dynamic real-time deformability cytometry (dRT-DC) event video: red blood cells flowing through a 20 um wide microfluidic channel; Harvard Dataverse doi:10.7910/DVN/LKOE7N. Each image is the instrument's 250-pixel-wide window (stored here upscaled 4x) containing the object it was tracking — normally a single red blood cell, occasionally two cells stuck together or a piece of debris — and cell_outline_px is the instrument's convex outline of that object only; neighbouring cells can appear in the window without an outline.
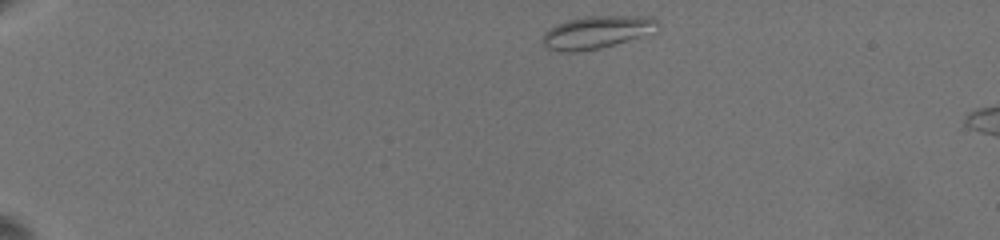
{"species": "common noctule bat (a hibernating species)", "species_latin": "Nyctalus noctula", "temperature_condition": "warm", "stored_images_in_passage": 66, "camera_frame_rate_fps": 3000, "um_per_image_px": 0.085, "animal": {"sex": "female", "body_mass_g": 19.5, "forearm_length_mm": 54.1}, "frame": {"image": 1, "passage_image": 2, "time_ms": 0.333, "image_size_px": [1000, 240], "cell_outline_px": [[656, 24], [640, 36], [600, 48], [576, 52], [560, 52], [548, 48], [544, 44], [544, 32], [548, 28], [556, 24], [568, 20], [588, 16], [652, 16], [656, 20]], "centroid_in_image_um": [50.6, 2.73], "position_along_channel_um": 34.4, "area_um2": 21.15}}
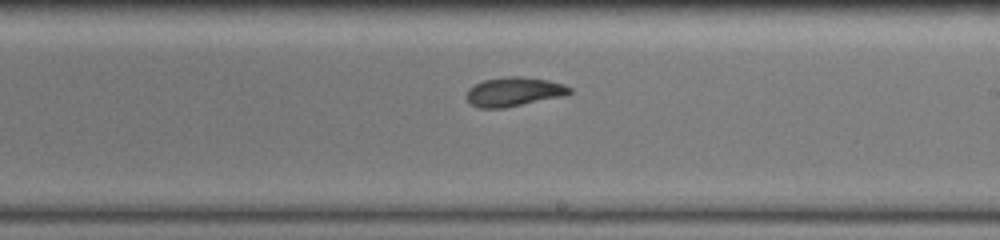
{"frame": {"image": 2, "passage_image": 40, "time_ms": 9.0, "image_size_px": [1000, 240], "cell_outline_px": [[572, 92], [560, 96], [504, 108], [480, 108], [472, 104], [468, 100], [468, 88], [484, 80], [504, 76], [520, 76], [548, 80], [564, 84], [572, 88]], "centroid_in_image_um": [43.68, 7.78], "position_along_channel_um": 245.3, "area_um2": 17.22}}
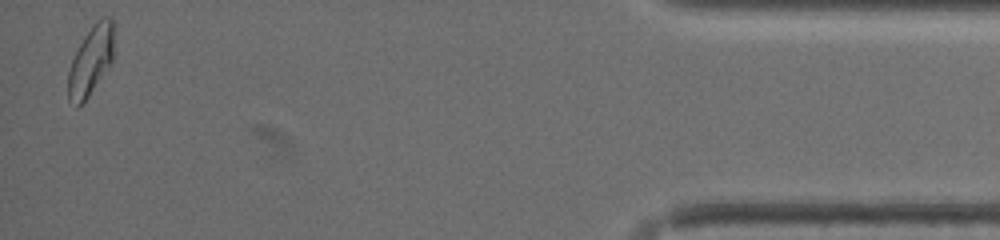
{"frame": {"image": 3, "passage_image": 66, "time_ms": 16.0, "image_size_px": [1000, 240], "cell_outline_px": [[112, 60], [84, 104], [76, 108], [68, 100], [68, 72], [72, 60], [84, 36], [96, 20], [100, 16], [104, 16], [112, 20]], "centroid_in_image_um": [7.68, 5.21], "position_along_channel_um": 427.5, "area_um2": 18.21}, "authors_computed_cell_mechanics": {"area_um2": 17.8602, "velocity_mm_per_s": 3.5532, "shape_relaxation_time_tau1_ms": 4.4887, "shape_relaxation_time_tau2_ms": 1.3009, "deformation_change_tau1": 0.1524, "deformation_change_tau2": 0.0595}}